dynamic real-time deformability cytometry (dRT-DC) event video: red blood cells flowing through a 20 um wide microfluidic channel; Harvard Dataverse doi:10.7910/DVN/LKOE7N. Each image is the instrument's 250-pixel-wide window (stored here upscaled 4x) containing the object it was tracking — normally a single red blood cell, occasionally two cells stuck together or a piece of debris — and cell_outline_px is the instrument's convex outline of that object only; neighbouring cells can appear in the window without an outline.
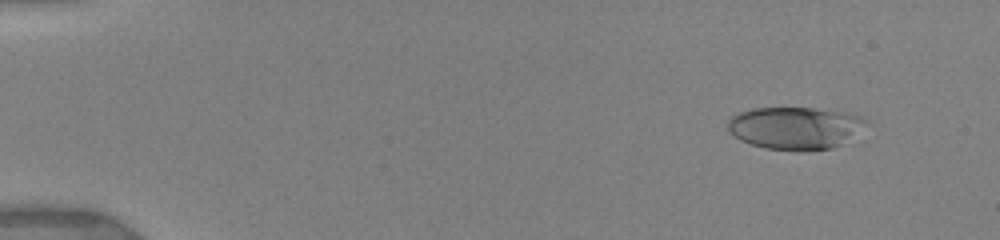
{"species": "human", "species_latin": "Homo sapiens", "temperature_condition": "warm", "stored_images_in_passage": 40, "camera_frame_rate_fps": 3000, "um_per_image_px": 0.085, "donor": {"sex": "female"}, "frame": {"image": 1, "passage_image": 6, "time_ms": 1.0, "image_size_px": [1000, 240], "cell_outline_px": [[868, 120], [840, 144], [832, 148], [764, 148], [740, 140], [728, 128], [728, 120], [732, 116], [740, 112], [752, 108], [812, 108], [840, 112], [860, 116]], "centroid_in_image_um": [67.49, 10.83], "position_along_channel_um": 17.5, "area_um2": 32.54}}
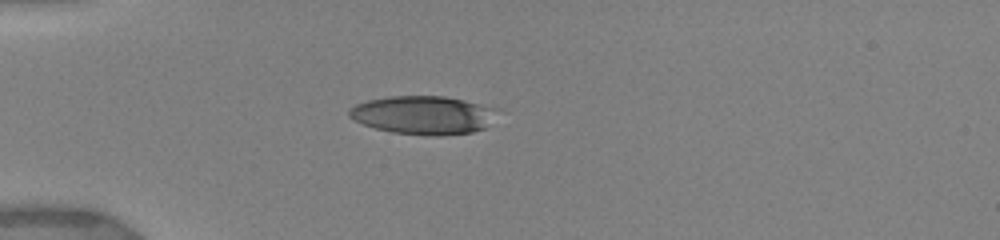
{"frame": {"image": 2, "passage_image": 23, "time_ms": 4.333, "image_size_px": [1000, 240], "cell_outline_px": [[500, 108], [484, 128], [472, 132], [440, 136], [428, 136], [392, 132], [376, 128], [364, 124], [348, 116], [348, 108], [356, 104], [368, 100], [388, 96], [444, 96], [464, 100]], "centroid_in_image_um": [35.98, 9.77], "position_along_channel_um": 49.0, "area_um2": 33.18}}
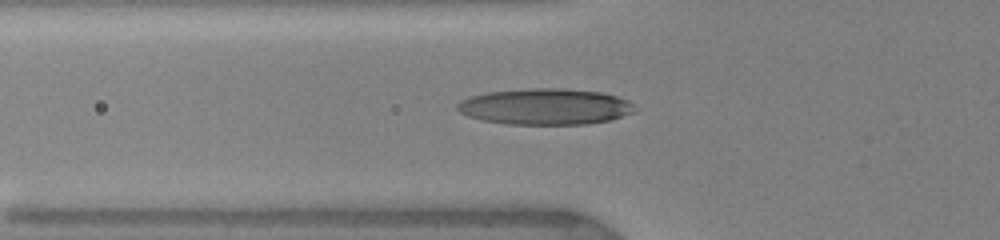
{"frame": {"image": 3, "passage_image": 30, "time_ms": 5.667, "image_size_px": [1000, 240], "cell_outline_px": [[636, 112], [612, 120], [588, 124], [508, 124], [480, 120], [468, 116], [460, 112], [456, 108], [456, 104], [460, 100], [472, 96], [488, 92], [532, 88], [564, 88], [600, 92], [616, 96], [628, 100], [632, 104]], "centroid_in_image_um": [46.35, 9.07], "position_along_channel_um": 79.4, "area_um2": 37.51}}